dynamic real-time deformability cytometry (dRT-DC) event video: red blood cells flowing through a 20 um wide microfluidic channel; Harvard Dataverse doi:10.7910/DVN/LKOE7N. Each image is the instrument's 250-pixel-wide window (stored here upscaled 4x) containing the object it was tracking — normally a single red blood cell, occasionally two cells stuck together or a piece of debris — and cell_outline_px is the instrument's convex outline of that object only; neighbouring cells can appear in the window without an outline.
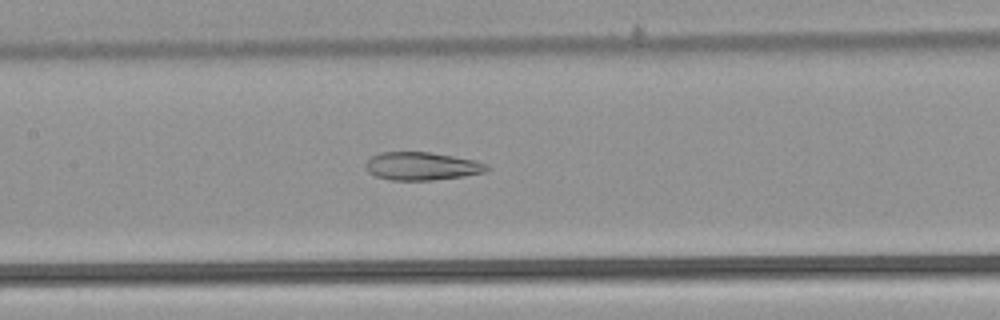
{"species": "common noctule bat (a hibernating species)", "species_latin": "Nyctalus noctula", "temperature_condition": "warm", "stored_images_in_passage": 53, "camera_frame_rate_fps": 3000, "um_per_image_px": 0.085, "animal": {"sex": "male", "body_mass_g": 21.5, "forearm_length_mm": 52.0}, "frame": {"image": 1, "passage_image": 26, "time_ms": 8.333, "image_size_px": [1000, 320], "cell_outline_px": [[492, 168], [484, 172], [464, 176], [432, 180], [392, 180], [376, 176], [368, 172], [364, 164], [372, 156], [380, 152], [428, 152], [476, 160], [488, 164]], "centroid_in_image_um": [35.87, 14.12], "position_along_channel_um": 171.5, "area_um2": 19.83}}
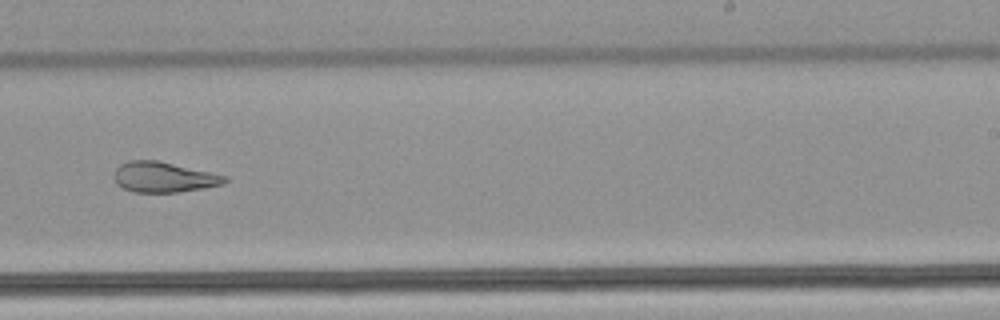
{"frame": {"image": 2, "passage_image": 34, "time_ms": 11.0, "image_size_px": [1000, 320], "cell_outline_px": [[228, 180], [224, 184], [204, 188], [180, 192], [132, 192], [116, 184], [116, 168], [120, 164], [128, 160], [156, 160], [228, 176]], "centroid_in_image_um": [13.94, 15.06], "position_along_channel_um": 275.1, "area_um2": 19.48}}
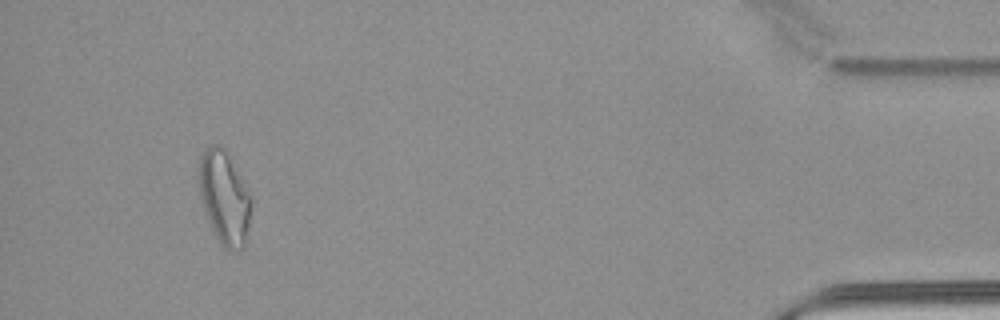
{"frame": {"image": 3, "passage_image": 50, "time_ms": 16.333, "image_size_px": [1000, 320], "cell_outline_px": [[252, 200], [244, 248], [232, 252], [228, 252], [220, 244], [212, 232], [200, 196], [200, 156], [212, 144], [220, 144], [228, 152]], "centroid_in_image_um": [19.08, 16.84], "position_along_channel_um": 416.1, "area_um2": 28.15}, "authors_computed_cell_mechanics": {"area_um2": 25.5476, "velocity_mm_per_s": 3.902, "shape_relaxation_time_tau1_ms": null, "shape_relaxation_time_tau2_ms": 2.4553, "deformation_change_tau1": null, "deformation_change_tau2": 0.1182}}